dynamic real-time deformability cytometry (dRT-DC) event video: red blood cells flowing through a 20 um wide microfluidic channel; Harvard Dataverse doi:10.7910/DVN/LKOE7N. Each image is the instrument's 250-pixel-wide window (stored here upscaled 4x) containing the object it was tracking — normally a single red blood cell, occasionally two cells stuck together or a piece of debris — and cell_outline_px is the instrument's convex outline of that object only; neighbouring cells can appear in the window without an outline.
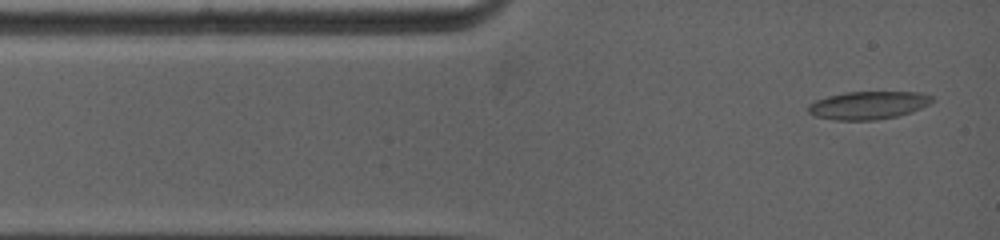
{"species": "common noctule bat (a hibernating species)", "species_latin": "Nyctalus noctula", "temperature_condition": "warm", "stored_images_in_passage": 21, "camera_frame_rate_fps": 5000, "um_per_image_px": 0.085, "animal": {"sex": "female", "body_mass_g": 19.0, "forearm_length_mm": 53.3}, "frame": {"image": 1, "passage_image": 1, "time_ms": 0.0, "image_size_px": [1000, 240], "cell_outline_px": [[936, 100], [912, 112], [896, 116], [876, 120], [832, 120], [816, 116], [808, 112], [808, 104], [816, 100], [828, 96], [844, 92], [920, 92], [936, 96]], "centroid_in_image_um": [73.83, 8.94], "position_along_channel_um": 11.2, "area_um2": 20.35}}
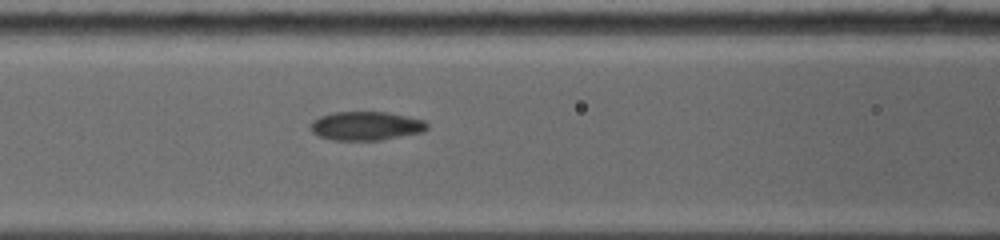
{"frame": {"image": 2, "passage_image": 10, "time_ms": 4.2, "image_size_px": [1000, 240], "cell_outline_px": [[428, 128], [424, 132], [380, 140], [332, 140], [320, 136], [312, 132], [312, 120], [320, 116], [332, 112], [388, 112], [408, 116], [424, 120], [428, 124]], "centroid_in_image_um": [31.14, 10.7], "position_along_channel_um": 135.5, "area_um2": 19.59}}
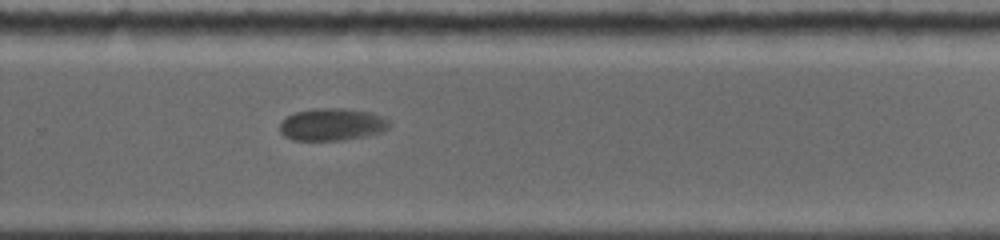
{"frame": {"image": 3, "passage_image": 21, "time_ms": 8.6, "image_size_px": [1000, 240], "cell_outline_px": [[388, 128], [380, 132], [364, 136], [344, 140], [292, 140], [284, 136], [280, 132], [280, 124], [288, 116], [296, 112], [316, 108], [344, 108], [372, 112], [388, 120]], "centroid_in_image_um": [28.2, 10.58], "position_along_channel_um": 301.6, "area_um2": 20.46}}